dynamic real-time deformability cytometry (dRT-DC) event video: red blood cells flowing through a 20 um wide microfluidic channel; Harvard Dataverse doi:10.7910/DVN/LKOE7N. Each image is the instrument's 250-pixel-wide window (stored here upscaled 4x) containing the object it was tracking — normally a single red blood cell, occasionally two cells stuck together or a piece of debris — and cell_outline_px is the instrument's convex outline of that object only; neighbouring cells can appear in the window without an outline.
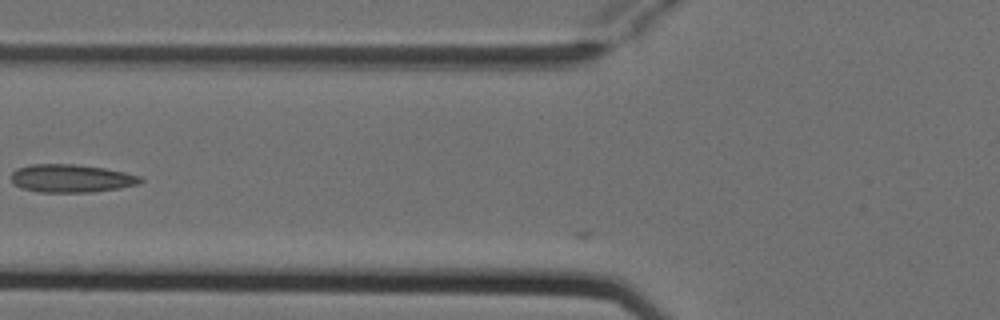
{"species": "Egyptian fruit bat (a non-hibernating species)", "species_latin": "Rousettus aegyptiacus", "temperature_condition": "cold", "stored_images_in_passage": 6, "camera_frame_rate_fps": 3000, "um_per_image_px": 0.085, "animal": {"sex": "female"}, "frame": {"image": 1, "passage_image": 5, "time_ms": 1.333, "image_size_px": [1000, 320], "cell_outline_px": [[144, 180], [136, 184], [120, 188], [92, 192], [40, 192], [20, 188], [12, 184], [12, 172], [16, 168], [28, 164], [72, 164], [104, 168], [124, 172], [140, 176]], "centroid_in_image_um": [6.01, 15.16], "position_along_channel_um": 119.8, "area_um2": 21.15}}
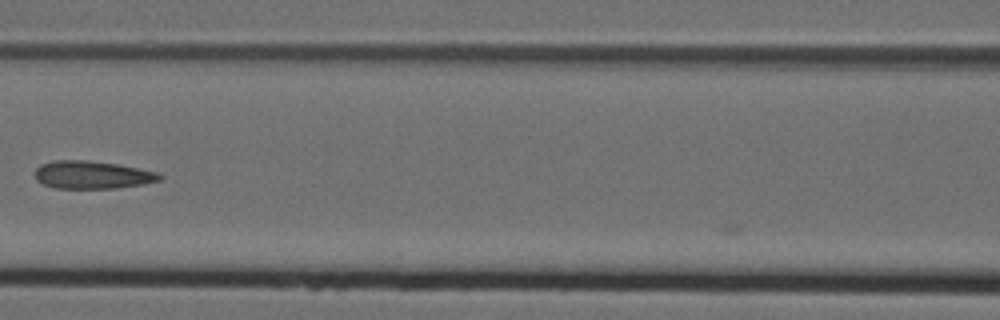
{"frame": {"image": 2, "passage_image": 6, "time_ms": 1.667, "image_size_px": [1000, 320], "cell_outline_px": [[164, 176], [160, 180], [144, 184], [116, 188], [56, 188], [44, 184], [36, 180], [36, 168], [40, 164], [56, 160], [88, 160], [116, 164], [156, 172]], "centroid_in_image_um": [7.83, 14.86], "position_along_channel_um": 158.8, "area_um2": 20.06}}